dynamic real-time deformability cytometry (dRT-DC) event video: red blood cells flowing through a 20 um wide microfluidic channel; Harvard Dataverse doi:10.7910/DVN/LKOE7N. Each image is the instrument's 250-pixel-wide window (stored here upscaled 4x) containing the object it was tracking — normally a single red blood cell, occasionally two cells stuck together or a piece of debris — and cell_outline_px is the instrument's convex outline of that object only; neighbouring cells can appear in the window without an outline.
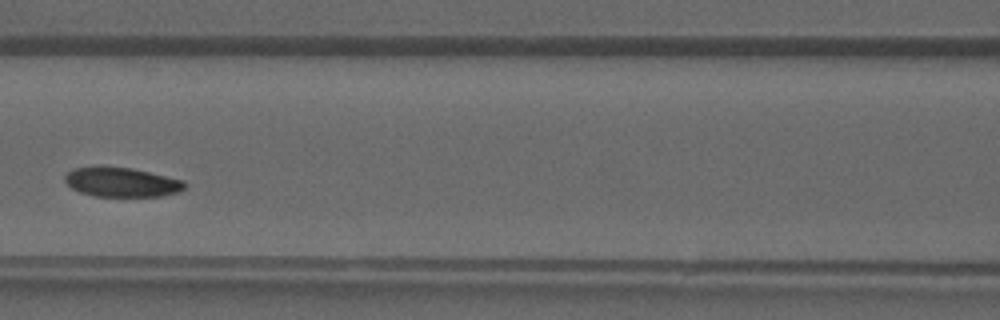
{"species": "common noctule bat (a hibernating species)", "species_latin": "Nyctalus noctula", "temperature_condition": "warm", "stored_images_in_passage": 28, "camera_frame_rate_fps": 3000, "um_per_image_px": 0.085, "animal": {"sex": "male", "forearm_length_mm": 52.5}, "frame": {"image": 1, "passage_image": 12, "time_ms": 3.667, "image_size_px": [1000, 320], "cell_outline_px": [[188, 184], [180, 192], [160, 196], [96, 196], [80, 192], [72, 188], [64, 180], [64, 176], [72, 168], [96, 164], [132, 168], [184, 180]], "centroid_in_image_um": [10.31, 15.45], "position_along_channel_um": 156.3, "area_um2": 21.04}}
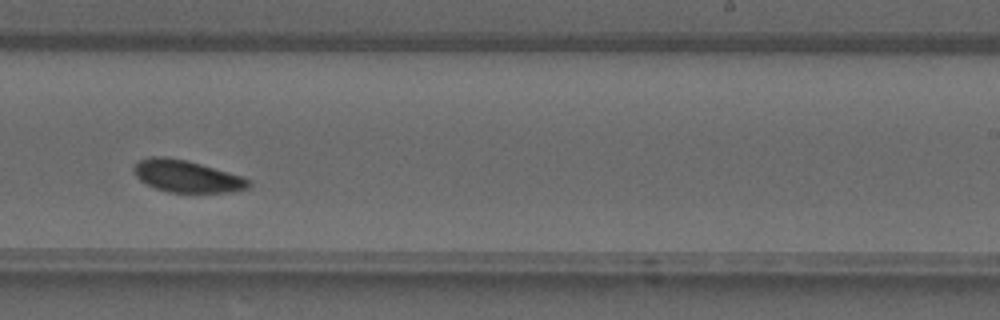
{"frame": {"image": 2, "passage_image": 19, "time_ms": 6.0, "image_size_px": [1000, 320], "cell_outline_px": [[252, 184], [248, 188], [232, 192], [168, 192], [156, 188], [140, 180], [136, 176], [132, 168], [140, 160], [152, 156], [164, 156], [184, 160], [200, 164], [244, 176]], "centroid_in_image_um": [15.9, 14.98], "position_along_channel_um": 273.1, "area_um2": 21.27}}
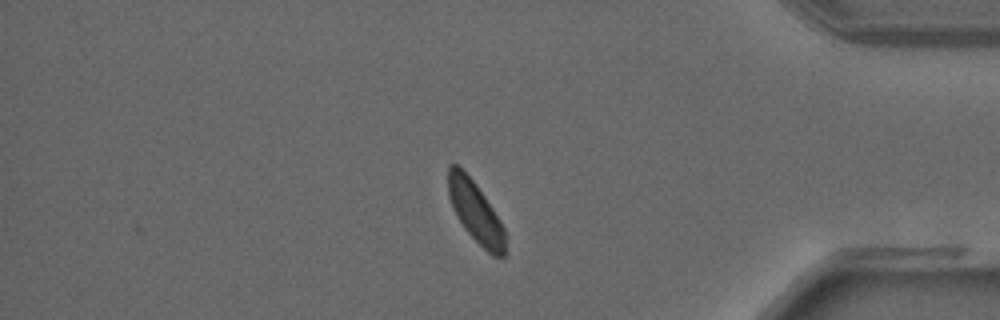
{"frame": {"image": 3, "passage_image": 28, "time_ms": 9.0, "image_size_px": [1000, 320], "cell_outline_px": [[504, 256], [492, 256], [464, 228], [452, 208], [448, 196], [448, 164], [456, 164], [476, 184], [500, 220], [504, 228]], "centroid_in_image_um": [40.38, 17.99], "position_along_channel_um": 394.8, "area_um2": 19.77}}